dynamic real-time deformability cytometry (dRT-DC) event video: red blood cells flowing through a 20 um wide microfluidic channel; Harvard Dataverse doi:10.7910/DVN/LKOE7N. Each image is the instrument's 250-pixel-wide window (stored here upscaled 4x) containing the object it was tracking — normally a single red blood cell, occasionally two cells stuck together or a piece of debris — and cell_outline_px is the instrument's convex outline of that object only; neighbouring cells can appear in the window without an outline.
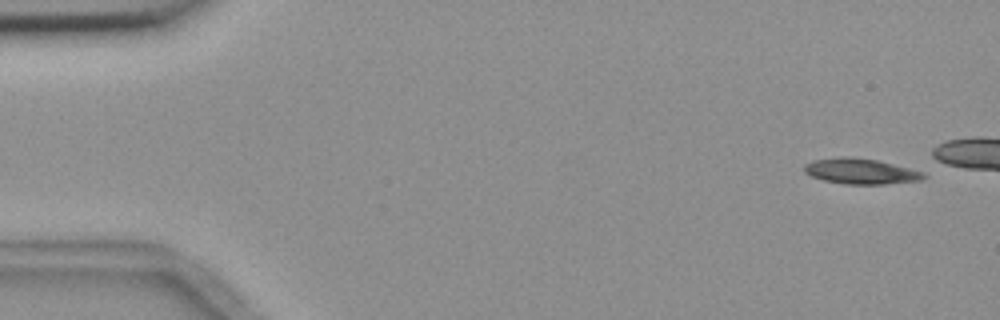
{"species": "common noctule bat (a hibernating species)", "species_latin": "Nyctalus noctula", "temperature_condition": "room temperature", "stored_images_in_passage": 5, "camera_frame_rate_fps": 3000, "um_per_image_px": 0.085, "animal": {"sex": "female", "body_mass_g": 18.4}, "frame": {"image": 1, "passage_image": 1, "time_ms": 0.0, "image_size_px": [1000, 320], "cell_outline_px": [[924, 176], [920, 180], [884, 184], [844, 184], [824, 180], [812, 176], [804, 172], [804, 164], [812, 160], [840, 156], [852, 156], [924, 168]], "centroid_in_image_um": [73.24, 14.53], "position_along_channel_um": 11.8, "area_um2": 18.32}}